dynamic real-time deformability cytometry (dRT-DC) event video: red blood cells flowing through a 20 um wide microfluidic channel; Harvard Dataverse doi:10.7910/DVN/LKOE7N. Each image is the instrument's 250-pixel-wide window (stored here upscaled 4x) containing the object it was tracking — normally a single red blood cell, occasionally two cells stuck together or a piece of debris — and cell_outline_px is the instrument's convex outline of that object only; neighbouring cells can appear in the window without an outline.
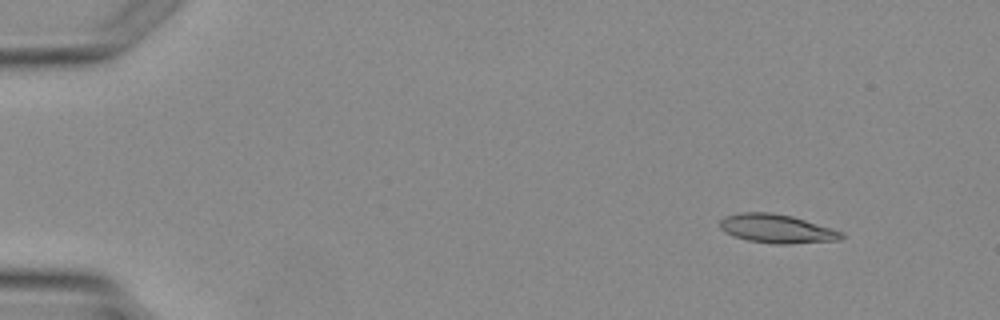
{"species": "Egyptian fruit bat (a non-hibernating species)", "species_latin": "Rousettus aegyptiacus", "temperature_condition": "warm", "stored_images_in_passage": 4, "camera_frame_rate_fps": 3000, "um_per_image_px": 0.085, "animal": {"sex": "female"}, "frame": {"image": 1, "passage_image": 2, "time_ms": 1.333, "image_size_px": [1000, 320], "cell_outline_px": [[844, 236], [840, 240], [788, 244], [772, 244], [748, 240], [724, 232], [720, 228], [720, 220], [724, 216], [740, 212], [768, 212], [792, 216], [832, 228], [844, 232]], "centroid_in_image_um": [66.03, 19.44], "position_along_channel_um": 19.0, "area_um2": 20.4}}